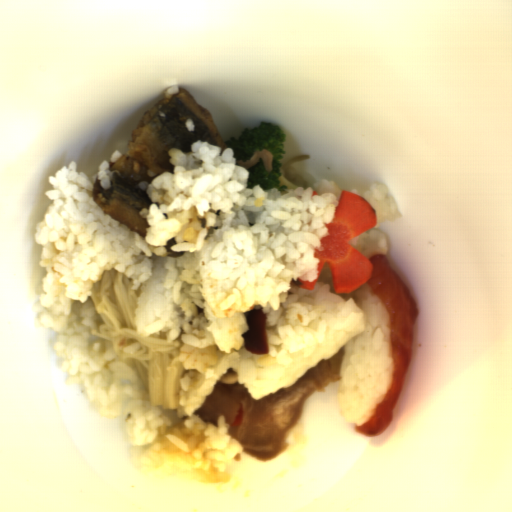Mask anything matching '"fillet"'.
Here are the masks:
<instances>
[{
  "label": "fillet",
  "mask_w": 512,
  "mask_h": 512,
  "mask_svg": "<svg viewBox=\"0 0 512 512\" xmlns=\"http://www.w3.org/2000/svg\"><path fill=\"white\" fill-rule=\"evenodd\" d=\"M243 417H244V410H243V406L241 404L237 408L236 414L234 416V421L230 423L231 428L241 426V424L243 422Z\"/></svg>",
  "instance_id": "3"
},
{
  "label": "fillet",
  "mask_w": 512,
  "mask_h": 512,
  "mask_svg": "<svg viewBox=\"0 0 512 512\" xmlns=\"http://www.w3.org/2000/svg\"><path fill=\"white\" fill-rule=\"evenodd\" d=\"M368 259L372 269L365 282L388 312L393 352V375L385 397L367 421L354 426L365 437L373 438L385 432L393 419V410L411 360L417 308L410 290L390 266L386 255L374 254Z\"/></svg>",
  "instance_id": "1"
},
{
  "label": "fillet",
  "mask_w": 512,
  "mask_h": 512,
  "mask_svg": "<svg viewBox=\"0 0 512 512\" xmlns=\"http://www.w3.org/2000/svg\"><path fill=\"white\" fill-rule=\"evenodd\" d=\"M248 330L242 335L244 346L251 354H269L268 328L265 313L261 309L246 313Z\"/></svg>",
  "instance_id": "2"
}]
</instances>
